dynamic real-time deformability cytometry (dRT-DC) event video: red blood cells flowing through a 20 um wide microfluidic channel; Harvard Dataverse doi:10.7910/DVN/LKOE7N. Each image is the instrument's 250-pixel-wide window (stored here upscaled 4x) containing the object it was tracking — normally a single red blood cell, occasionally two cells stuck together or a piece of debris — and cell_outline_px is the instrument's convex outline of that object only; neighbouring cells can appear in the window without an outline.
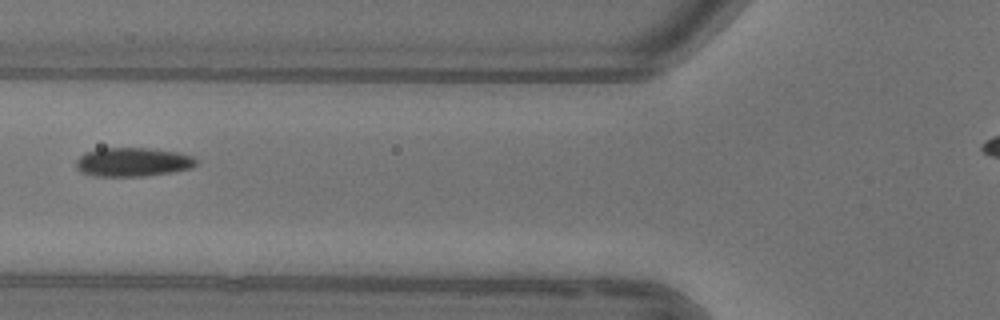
{"species": "common noctule bat (a hibernating species)", "species_latin": "Nyctalus noctula", "temperature_condition": "warm", "stored_images_in_passage": 5, "camera_frame_rate_fps": 3000, "um_per_image_px": 0.085, "animal": {"sex": "female"}, "frame": {"image": 1, "passage_image": 5, "time_ms": 5.333, "image_size_px": [1000, 320], "cell_outline_px": [[200, 160], [192, 168], [172, 172], [144, 176], [96, 176], [80, 172], [76, 168], [76, 160], [84, 152], [100, 148], [148, 148], [176, 152], [192, 156]], "centroid_in_image_um": [11.29, 13.77], "position_along_channel_um": 114.5, "area_um2": 20.35}}